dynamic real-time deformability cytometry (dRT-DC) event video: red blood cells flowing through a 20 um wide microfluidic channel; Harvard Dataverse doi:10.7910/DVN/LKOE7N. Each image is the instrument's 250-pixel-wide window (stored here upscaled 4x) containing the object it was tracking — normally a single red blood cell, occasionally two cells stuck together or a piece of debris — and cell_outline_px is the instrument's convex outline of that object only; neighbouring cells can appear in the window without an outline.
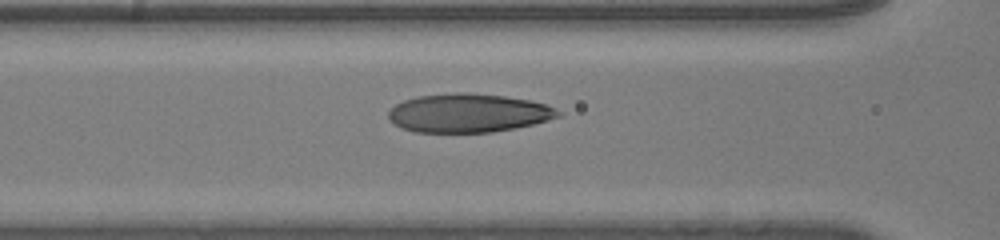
{"species": "human", "species_latin": "Homo sapiens", "temperature_condition": "room temperature", "stored_images_in_passage": 30, "camera_frame_rate_fps": 3000, "um_per_image_px": 0.085, "donor": {"sex": "male"}, "frame": {"image": 1, "passage_image": 7, "time_ms": 2.0, "image_size_px": [1000, 240], "cell_outline_px": [[560, 116], [548, 120], [532, 124], [492, 132], [416, 132], [400, 128], [388, 120], [388, 112], [396, 104], [404, 100], [416, 96], [456, 92], [468, 92], [504, 96], [528, 100], [544, 104], [556, 108], [560, 112]], "centroid_in_image_um": [39.76, 9.6], "position_along_channel_um": 126.8, "area_um2": 38.21}}
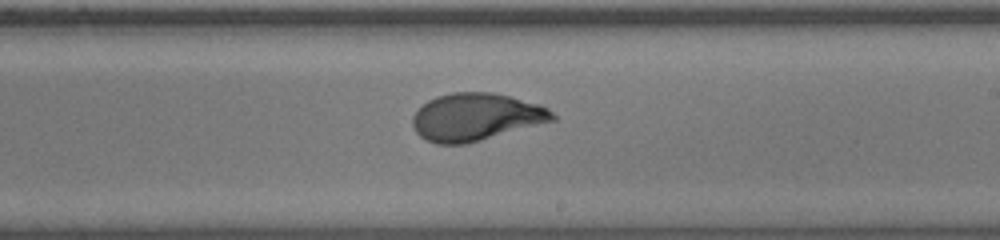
{"frame": {"image": 2, "passage_image": 16, "time_ms": 5.0, "image_size_px": [1000, 240], "cell_outline_px": [[556, 120], [480, 140], [464, 144], [436, 144], [420, 136], [416, 132], [412, 124], [412, 116], [428, 100], [436, 96], [452, 92], [492, 92], [540, 104], [548, 108], [556, 116]], "centroid_in_image_um": [40.45, 9.94], "position_along_channel_um": 248.5, "area_um2": 38.49}}
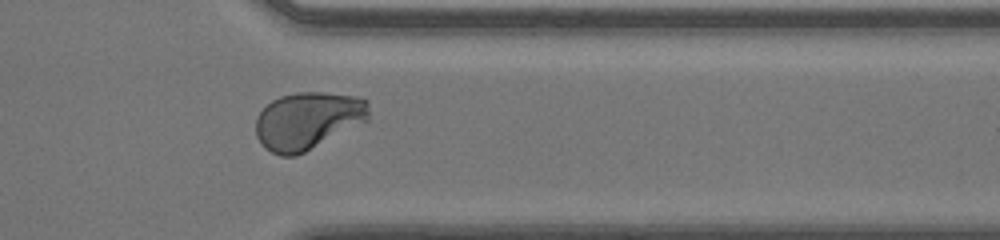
{"frame": {"image": 3, "passage_image": 26, "time_ms": 8.333, "image_size_px": [1000, 240], "cell_outline_px": [[368, 120], [296, 156], [280, 156], [264, 148], [260, 144], [256, 136], [256, 116], [272, 100], [280, 96], [296, 92], [324, 92], [356, 96], [368, 100]], "centroid_in_image_um": [26.13, 10.25], "position_along_channel_um": 385.3, "area_um2": 37.8}}